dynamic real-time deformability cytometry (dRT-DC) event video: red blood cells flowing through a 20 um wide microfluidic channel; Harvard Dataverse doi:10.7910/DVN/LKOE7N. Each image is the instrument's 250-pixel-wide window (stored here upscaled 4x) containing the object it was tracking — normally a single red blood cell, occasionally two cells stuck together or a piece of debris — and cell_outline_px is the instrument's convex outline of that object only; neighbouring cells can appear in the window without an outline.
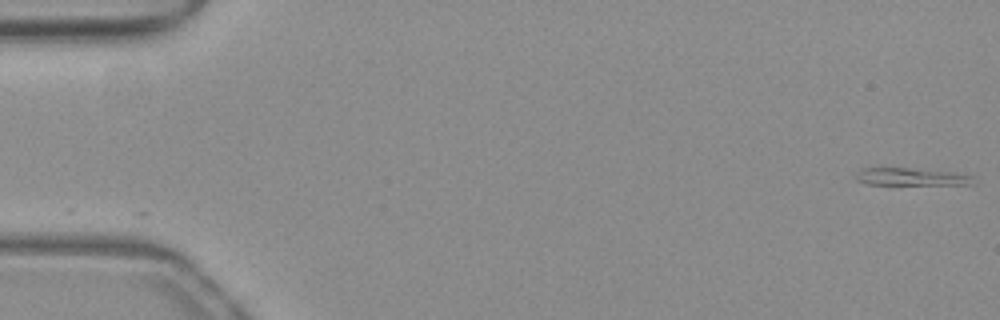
{"species": "common noctule bat (a hibernating species)", "species_latin": "Nyctalus noctula", "temperature_condition": "warm", "stored_images_in_passage": 52, "camera_frame_rate_fps": 3000, "um_per_image_px": 0.085, "animal": {"sex": "female", "body_mass_g": 19.3, "forearm_length_mm": 54.1}, "frame": {"image": 1, "passage_image": 1, "time_ms": 0.0, "image_size_px": [1000, 320], "cell_outline_px": [[972, 184], [892, 188], [868, 184], [856, 180], [856, 172], [860, 168], [908, 168], [948, 172], [972, 176]], "centroid_in_image_um": [77.34, 15.1], "position_along_channel_um": 7.7, "area_um2": 13.06}}
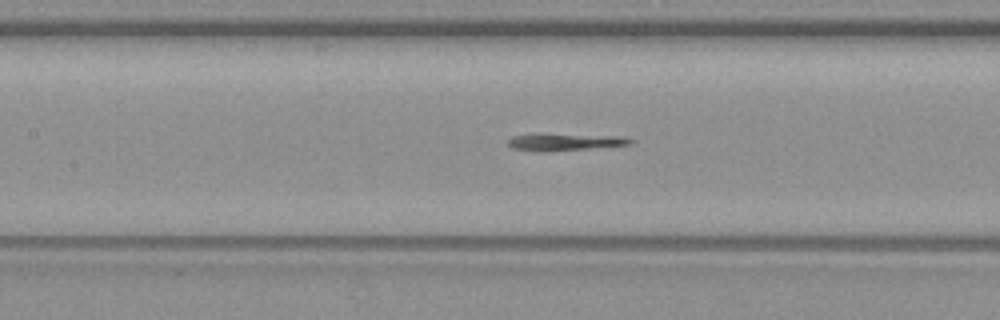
{"frame": {"image": 2, "passage_image": 24, "time_ms": 7.667, "image_size_px": [1000, 320], "cell_outline_px": [[636, 140], [632, 144], [548, 152], [536, 152], [512, 148], [508, 144], [508, 140], [512, 136], [624, 136]], "centroid_in_image_um": [48.07, 12.12], "position_along_channel_um": 159.3, "area_um2": 11.33}}
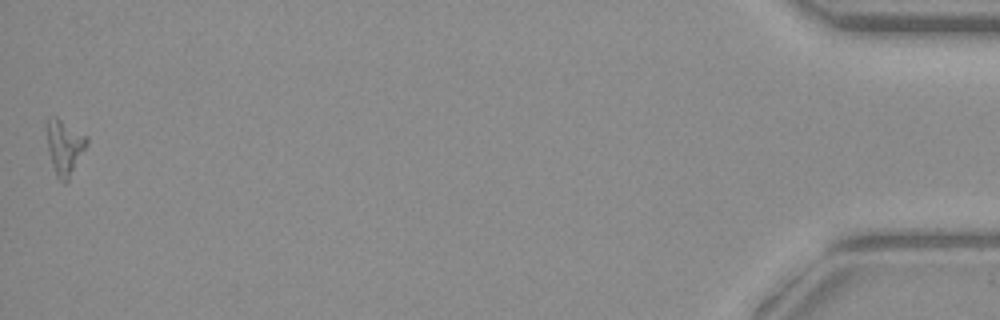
{"frame": {"image": 3, "passage_image": 52, "time_ms": 17.0, "image_size_px": [1000, 320], "cell_outline_px": [[88, 140], [68, 180], [64, 184], [56, 176], [52, 164], [48, 148], [48, 120], [56, 116], [88, 136]], "centroid_in_image_um": [5.49, 12.5], "position_along_channel_um": 429.7, "area_um2": 12.25}}